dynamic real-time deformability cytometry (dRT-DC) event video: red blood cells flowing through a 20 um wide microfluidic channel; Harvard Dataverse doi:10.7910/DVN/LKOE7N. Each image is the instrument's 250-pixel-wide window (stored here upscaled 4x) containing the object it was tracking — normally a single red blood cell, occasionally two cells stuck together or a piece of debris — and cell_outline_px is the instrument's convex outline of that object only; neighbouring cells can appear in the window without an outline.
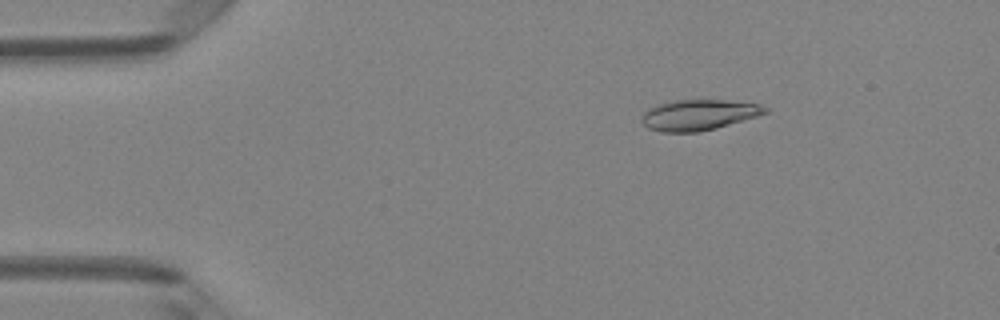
{"species": "Egyptian fruit bat (a non-hibernating species)", "species_latin": "Rousettus aegyptiacus", "temperature_condition": "room temperature", "stored_images_in_passage": 49, "camera_frame_rate_fps": 3000, "um_per_image_px": 0.085, "animal": {"sex": "female"}, "frame": {"image": 1, "passage_image": 8, "time_ms": 2.333, "image_size_px": [1000, 320], "cell_outline_px": [[768, 112], [756, 116], [716, 128], [696, 132], [660, 132], [648, 128], [644, 124], [644, 112], [648, 108], [660, 104], [676, 100], [724, 100], [760, 104], [768, 108]], "centroid_in_image_um": [59.4, 9.76], "position_along_channel_um": 25.6, "area_um2": 21.68}}
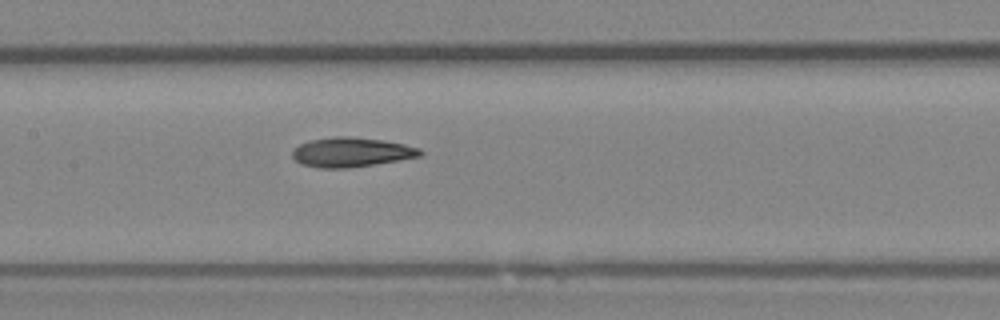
{"frame": {"image": 2, "passage_image": 24, "time_ms": 7.667, "image_size_px": [1000, 320], "cell_outline_px": [[424, 152], [420, 156], [400, 160], [348, 168], [320, 168], [300, 164], [292, 156], [292, 152], [300, 144], [312, 140], [332, 136], [348, 136], [380, 140], [404, 144], [420, 148]], "centroid_in_image_um": [29.87, 12.94], "position_along_channel_um": 177.5, "area_um2": 21.85}}
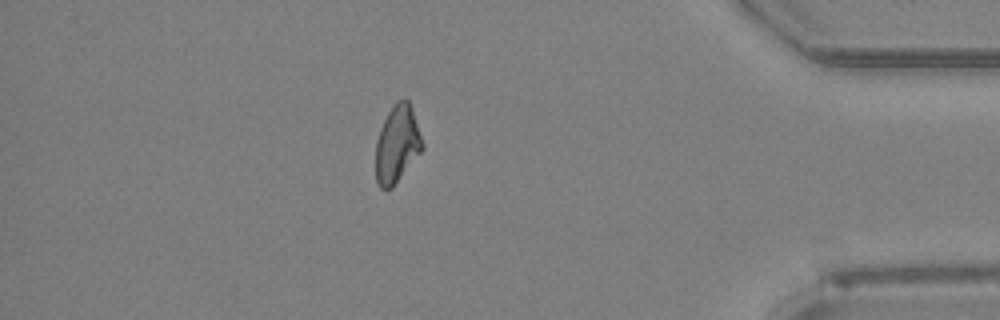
{"frame": {"image": 3, "passage_image": 43, "time_ms": 14.0, "image_size_px": [1000, 320], "cell_outline_px": [[424, 148], [392, 188], [380, 188], [376, 180], [376, 140], [380, 128], [388, 112], [396, 100], [408, 100], [412, 108], [424, 144]], "centroid_in_image_um": [33.76, 12.25], "position_along_channel_um": 401.4, "area_um2": 20.92}, "authors_computed_cell_mechanics": {"area_um2": 21.675, "velocity_mm_per_s": 4.1431, "shape_relaxation_time_tau1_ms": null, "shape_relaxation_time_tau2_ms": 3.8805, "deformation_change_tau1": null, "deformation_change_tau2": 0.1037}}